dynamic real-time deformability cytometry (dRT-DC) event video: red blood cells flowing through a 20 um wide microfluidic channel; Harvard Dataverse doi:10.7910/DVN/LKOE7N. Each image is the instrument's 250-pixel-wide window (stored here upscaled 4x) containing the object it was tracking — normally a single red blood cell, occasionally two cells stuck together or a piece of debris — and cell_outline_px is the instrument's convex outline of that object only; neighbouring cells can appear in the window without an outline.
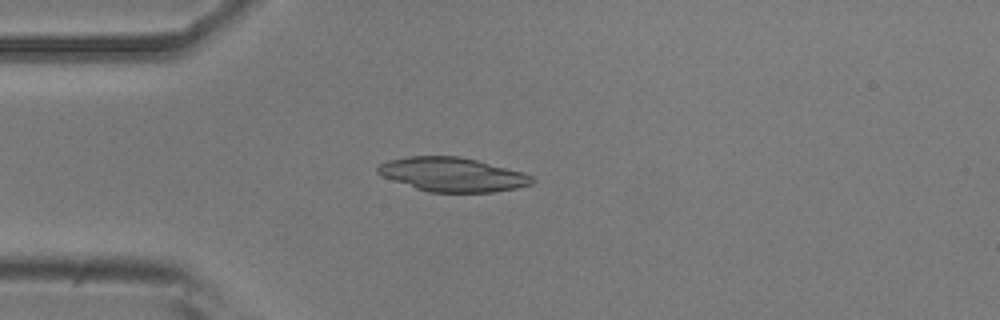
{"species": "common noctule bat (a hibernating species)", "species_latin": "Nyctalus noctula", "temperature_condition": "room temperature", "stored_images_in_passage": 43, "camera_frame_rate_fps": 3000, "um_per_image_px": 0.085, "animal": {"sex": "male", "body_mass_g": 20.5, "forearm_length_mm": 52.5}, "frame": {"image": 1, "passage_image": 5, "time_ms": 1.333, "image_size_px": [1000, 320], "cell_outline_px": [[536, 180], [532, 184], [516, 188], [492, 192], [428, 192], [416, 188], [384, 176], [376, 172], [376, 168], [380, 164], [388, 160], [408, 156], [460, 156], [524, 172], [532, 176]], "centroid_in_image_um": [38.49, 14.83], "position_along_channel_um": 46.5, "area_um2": 30.46}}
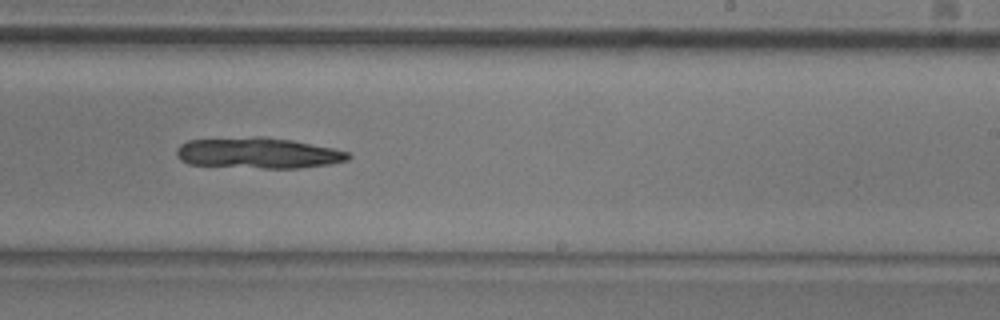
{"frame": {"image": 2, "passage_image": 23, "time_ms": 7.333, "image_size_px": [1000, 320], "cell_outline_px": [[352, 156], [348, 160], [328, 164], [300, 168], [264, 168], [188, 164], [180, 160], [176, 156], [176, 148], [180, 144], [188, 140], [252, 136], [260, 136], [292, 140], [332, 148], [348, 152]], "centroid_in_image_um": [21.9, 13.0], "position_along_channel_um": 267.1, "area_um2": 30.92}}
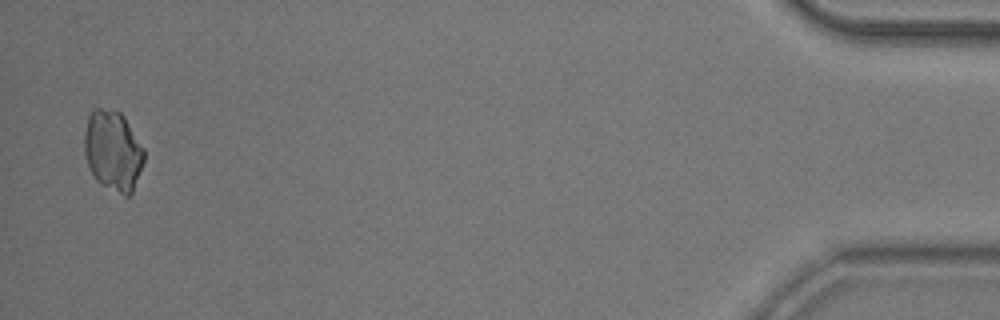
{"frame": {"image": 3, "passage_image": 42, "time_ms": 13.667, "image_size_px": [1000, 320], "cell_outline_px": [[144, 160], [132, 192], [128, 196], [124, 196], [100, 184], [96, 180], [88, 168], [84, 152], [84, 132], [88, 116], [92, 108], [100, 108], [120, 112], [124, 116], [144, 148]], "centroid_in_image_um": [9.58, 12.81], "position_along_channel_um": 425.6, "area_um2": 28.09}}